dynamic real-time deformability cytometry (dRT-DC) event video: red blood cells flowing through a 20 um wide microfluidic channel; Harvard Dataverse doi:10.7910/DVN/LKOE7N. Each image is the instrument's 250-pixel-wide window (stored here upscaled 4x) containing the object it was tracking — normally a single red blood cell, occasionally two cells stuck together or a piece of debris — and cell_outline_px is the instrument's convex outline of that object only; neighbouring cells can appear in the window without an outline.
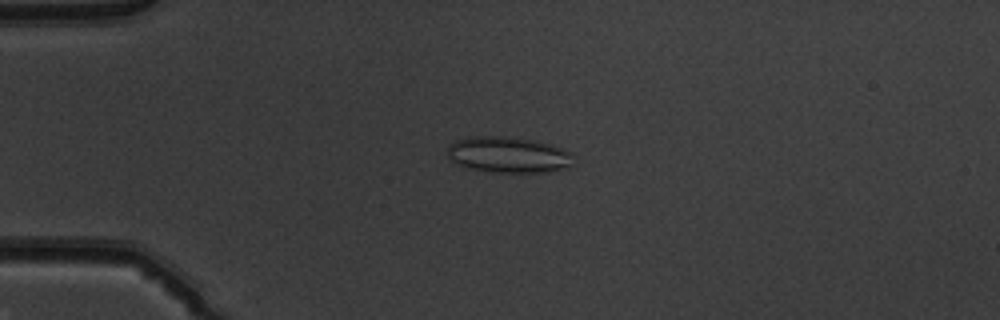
{"species": "common noctule bat (a hibernating species)", "species_latin": "Nyctalus noctula", "temperature_condition": "warm", "stored_images_in_passage": 51, "camera_frame_rate_fps": 3000, "um_per_image_px": 0.085, "animal": {"sex": "male", "body_mass_g": 19.5, "forearm_length_mm": 54.6}, "frame": {"image": 1, "passage_image": 13, "time_ms": 4.0, "image_size_px": [1000, 320], "cell_outline_px": [[572, 164], [568, 168], [548, 172], [492, 172], [464, 168], [452, 160], [448, 156], [448, 144], [456, 140], [472, 136], [504, 136], [536, 140], [552, 144], [564, 148], [572, 152]], "centroid_in_image_um": [43.23, 13.15], "position_along_channel_um": 41.8, "area_um2": 26.88}}
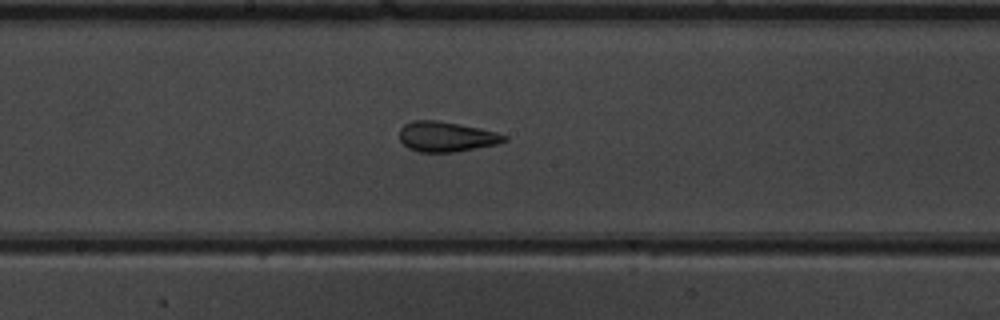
{"frame": {"image": 2, "passage_image": 28, "time_ms": 9.0, "image_size_px": [1000, 320], "cell_outline_px": [[508, 140], [496, 144], [452, 152], [420, 152], [408, 148], [400, 140], [400, 128], [404, 124], [412, 120], [436, 120], [460, 124], [480, 128], [496, 132], [508, 136]], "centroid_in_image_um": [37.92, 11.6], "position_along_channel_um": 210.3, "area_um2": 18.32}}
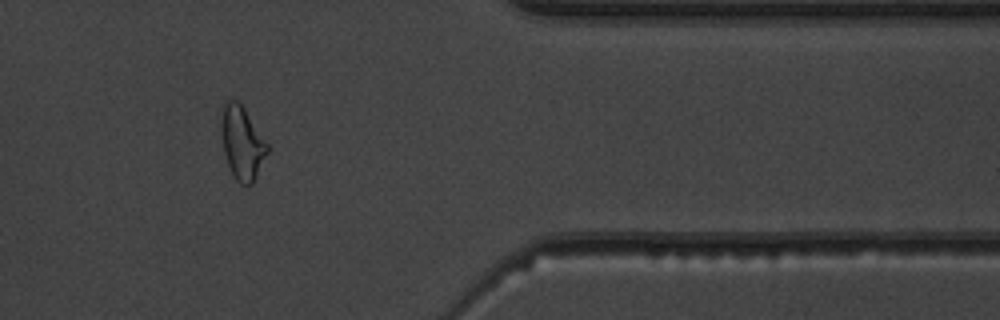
{"frame": {"image": 3, "passage_image": 43, "time_ms": 14.0, "image_size_px": [1000, 320], "cell_outline_px": [[268, 152], [252, 184], [240, 184], [232, 176], [224, 152], [220, 132], [220, 116], [224, 104], [228, 100], [236, 100], [244, 108], [268, 144]], "centroid_in_image_um": [20.55, 12.14], "position_along_channel_um": 390.9, "area_um2": 19.59}, "authors_computed_cell_mechanics": {"area_um2": 20.4034, "velocity_mm_per_s": 3.9745, "shape_relaxation_time_tau1_ms": null, "shape_relaxation_time_tau2_ms": 1.5307, "deformation_change_tau1": null, "deformation_change_tau2": 0.1052}}